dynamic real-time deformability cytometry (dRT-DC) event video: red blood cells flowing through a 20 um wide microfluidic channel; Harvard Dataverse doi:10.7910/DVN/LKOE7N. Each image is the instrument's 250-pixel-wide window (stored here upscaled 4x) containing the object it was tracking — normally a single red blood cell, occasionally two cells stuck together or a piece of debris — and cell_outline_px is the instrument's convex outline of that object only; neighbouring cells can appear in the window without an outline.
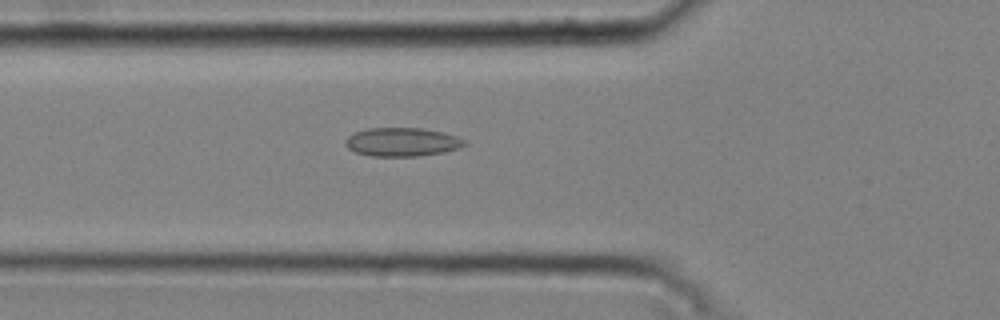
{"species": "common noctule bat (a hibernating species)", "species_latin": "Nyctalus noctula", "temperature_condition": "cold", "stored_images_in_passage": 49, "camera_frame_rate_fps": 3000, "um_per_image_px": 0.085, "animal": {"sex": "male", "body_mass_g": 20.4}, "frame": {"image": 1, "passage_image": 19, "time_ms": 6.0, "image_size_px": [1000, 320], "cell_outline_px": [[468, 144], [460, 148], [444, 152], [416, 156], [372, 156], [356, 152], [348, 148], [344, 144], [344, 140], [348, 136], [356, 132], [368, 128], [420, 128], [440, 132], [456, 136], [468, 140]], "centroid_in_image_um": [34.2, 12.07], "position_along_channel_um": 91.6, "area_um2": 19.88}}
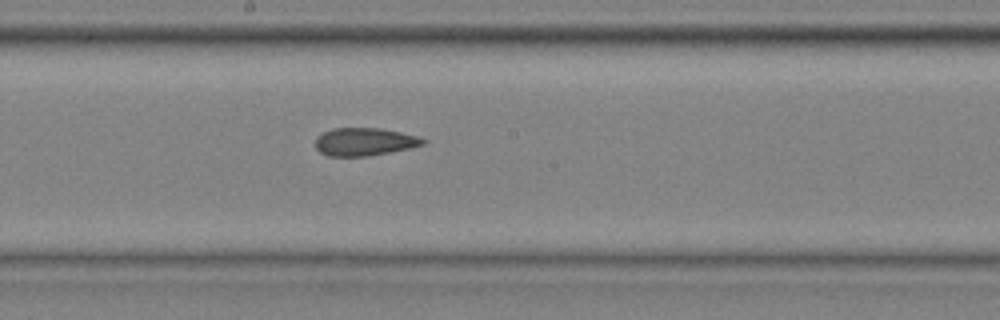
{"frame": {"image": 2, "passage_image": 29, "time_ms": 9.333, "image_size_px": [1000, 320], "cell_outline_px": [[428, 140], [424, 144], [408, 148], [368, 156], [328, 156], [320, 152], [316, 148], [316, 136], [332, 128], [380, 128], [400, 132], [416, 136]], "centroid_in_image_um": [30.95, 12.04], "position_along_channel_um": 217.2, "area_um2": 17.34}}
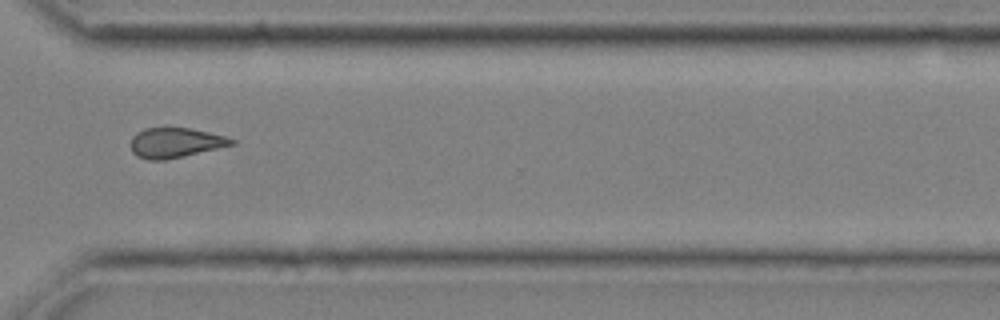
{"frame": {"image": 3, "passage_image": 40, "time_ms": 13.0, "image_size_px": [1000, 320], "cell_outline_px": [[236, 144], [164, 160], [148, 160], [136, 156], [132, 152], [132, 136], [136, 132], [144, 128], [188, 128], [208, 132], [224, 136], [236, 140]], "centroid_in_image_um": [14.89, 12.13], "position_along_channel_um": 355.7, "area_um2": 17.4}, "authors_computed_cell_mechanics": {"area_um2": 18.207, "velocity_mm_per_s": 3.7621, "shape_relaxation_time_tau1_ms": null, "shape_relaxation_time_tau2_ms": 2.8809, "deformation_change_tau1": null, "deformation_change_tau2": 0.096}}